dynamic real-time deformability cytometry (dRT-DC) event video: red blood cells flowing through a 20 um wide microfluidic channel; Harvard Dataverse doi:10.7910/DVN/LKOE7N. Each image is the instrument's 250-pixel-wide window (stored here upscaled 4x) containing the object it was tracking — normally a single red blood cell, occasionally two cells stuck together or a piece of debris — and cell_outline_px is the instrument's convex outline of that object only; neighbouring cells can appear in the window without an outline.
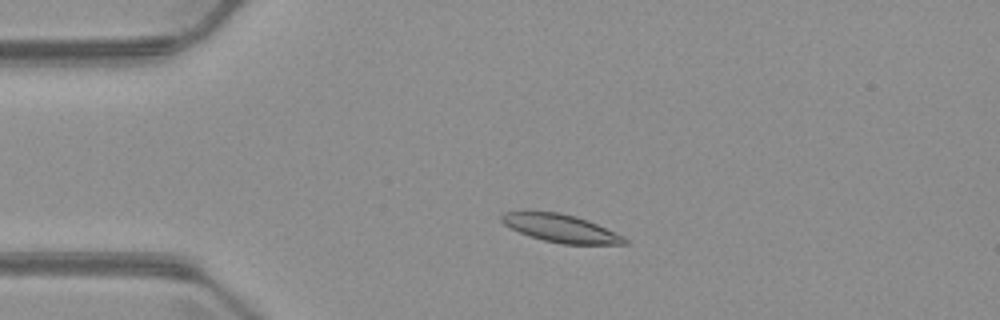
{"species": "common noctule bat (a hibernating species)", "species_latin": "Nyctalus noctula", "temperature_condition": "warm", "stored_images_in_passage": 3, "camera_frame_rate_fps": 3000, "um_per_image_px": 0.085, "animal": {"sex": "male", "body_mass_g": 23.1, "forearm_length_mm": 52.7}, "frame": {"image": 1, "passage_image": 2, "time_ms": 2.667, "image_size_px": [1000, 320], "cell_outline_px": [[628, 244], [564, 244], [544, 240], [520, 232], [504, 224], [500, 220], [500, 216], [504, 212], [560, 212], [576, 216], [588, 220], [616, 232], [624, 236], [628, 240]], "centroid_in_image_um": [47.72, 19.4], "position_along_channel_um": 37.3, "area_um2": 19.77}}